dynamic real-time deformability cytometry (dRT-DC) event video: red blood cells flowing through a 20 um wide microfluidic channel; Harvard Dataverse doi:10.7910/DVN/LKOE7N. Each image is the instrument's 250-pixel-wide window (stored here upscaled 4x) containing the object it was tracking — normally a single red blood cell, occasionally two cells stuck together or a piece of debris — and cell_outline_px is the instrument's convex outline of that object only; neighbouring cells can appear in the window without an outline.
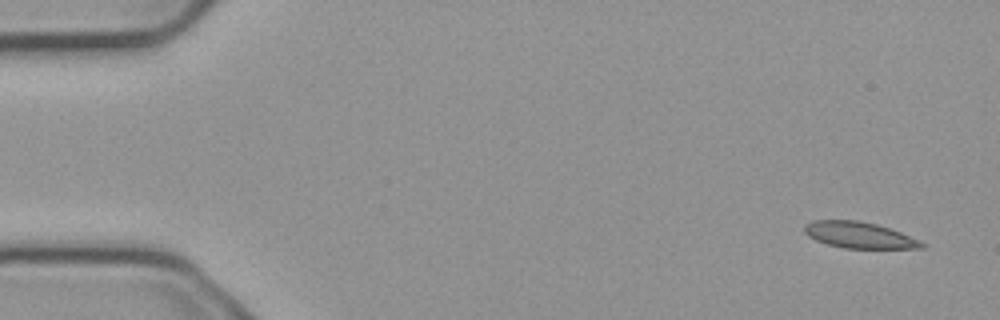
{"species": "common noctule bat (a hibernating species)", "species_latin": "Nyctalus noctula", "temperature_condition": "cold", "stored_images_in_passage": 9, "camera_frame_rate_fps": 3000, "um_per_image_px": 0.085, "animal": {"sex": "male", "body_mass_g": 23.1, "forearm_length_mm": 52.7}, "frame": {"image": 1, "passage_image": 1, "time_ms": 0.0, "image_size_px": [1000, 320], "cell_outline_px": [[924, 248], [844, 248], [828, 244], [816, 240], [808, 236], [804, 232], [804, 224], [812, 220], [860, 220], [876, 224], [900, 232], [920, 240], [924, 244]], "centroid_in_image_um": [73.0, 19.97], "position_along_channel_um": 12.0, "area_um2": 17.86}}
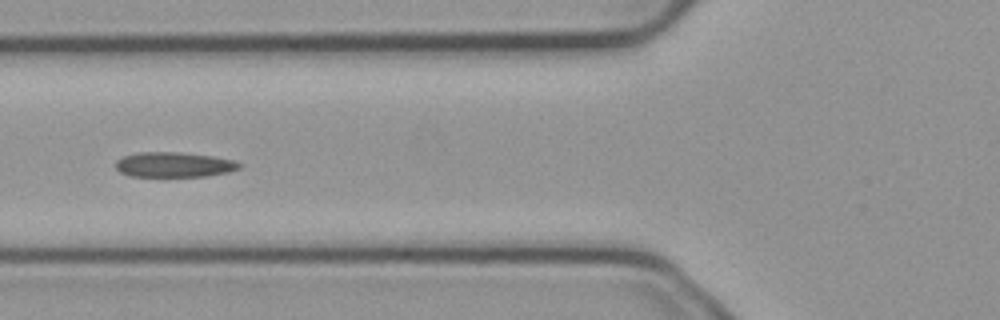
{"frame": {"image": 2, "passage_image": 6, "time_ms": 1.667, "image_size_px": [1000, 320], "cell_outline_px": [[244, 164], [240, 168], [228, 172], [208, 176], [132, 176], [120, 172], [116, 168], [116, 160], [124, 156], [140, 152], [180, 152], [212, 156], [236, 160]], "centroid_in_image_um": [14.84, 13.99], "position_along_channel_um": 111.0, "area_um2": 18.09}}
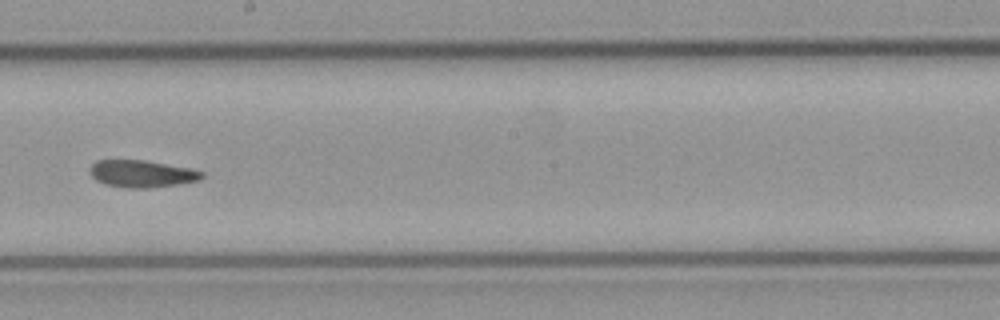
{"frame": {"image": 3, "passage_image": 9, "time_ms": 2.667, "image_size_px": [1000, 320], "cell_outline_px": [[204, 176], [200, 180], [180, 184], [148, 188], [128, 188], [104, 184], [96, 180], [88, 172], [92, 164], [96, 160], [144, 160], [192, 168], [204, 172]], "centroid_in_image_um": [12.07, 14.77], "position_along_channel_um": 236.1, "area_um2": 17.92}}